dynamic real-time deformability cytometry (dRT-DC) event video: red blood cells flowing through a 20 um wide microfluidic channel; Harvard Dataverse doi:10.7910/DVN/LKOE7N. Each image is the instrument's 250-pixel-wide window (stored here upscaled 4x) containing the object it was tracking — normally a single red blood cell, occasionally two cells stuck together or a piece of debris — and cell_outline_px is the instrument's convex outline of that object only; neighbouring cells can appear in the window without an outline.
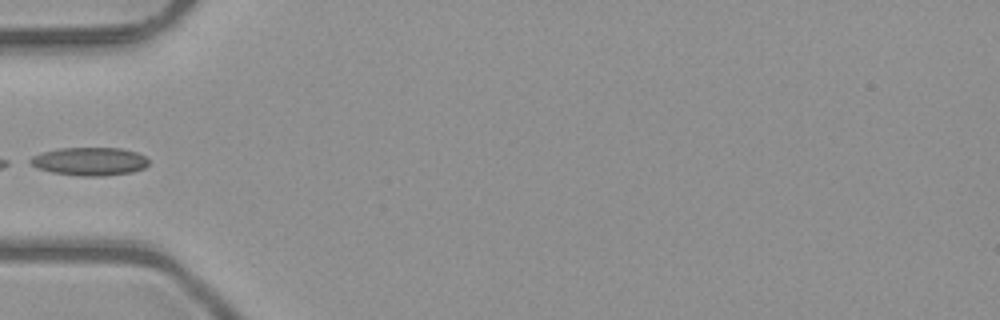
{"species": "common noctule bat (a hibernating species)", "species_latin": "Nyctalus noctula", "temperature_condition": "room temperature", "stored_images_in_passage": 4, "camera_frame_rate_fps": 3000, "um_per_image_px": 0.085, "animal": {"sex": "male", "body_mass_g": 23.1, "forearm_length_mm": 52.7}, "frame": {"image": 1, "passage_image": 4, "time_ms": 1.0, "image_size_px": [1000, 320], "cell_outline_px": [[148, 164], [144, 168], [132, 172], [104, 176], [80, 176], [52, 172], [36, 168], [24, 160], [40, 152], [60, 148], [120, 148], [136, 152], [144, 156], [148, 160]], "centroid_in_image_um": [7.55, 13.72], "position_along_channel_um": 77.5, "area_um2": 19.65}}